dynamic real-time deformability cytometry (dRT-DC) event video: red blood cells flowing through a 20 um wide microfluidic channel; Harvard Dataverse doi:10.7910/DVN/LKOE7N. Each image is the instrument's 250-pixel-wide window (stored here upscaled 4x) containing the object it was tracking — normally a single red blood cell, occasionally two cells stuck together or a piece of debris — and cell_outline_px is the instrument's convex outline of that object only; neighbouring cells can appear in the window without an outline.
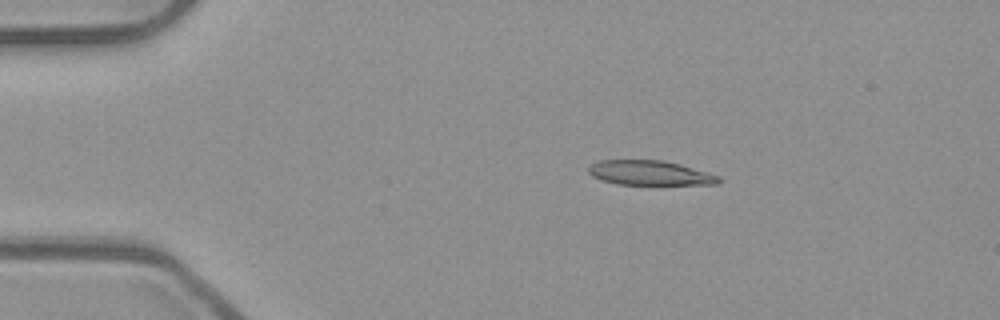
{"species": "common noctule bat (a hibernating species)", "species_latin": "Nyctalus noctula", "temperature_condition": "room temperature", "stored_images_in_passage": 47, "camera_frame_rate_fps": 3000, "um_per_image_px": 0.085, "animal": {"sex": "male", "body_mass_g": 23.1, "forearm_length_mm": 52.7}, "frame": {"image": 1, "passage_image": 5, "time_ms": 1.333, "image_size_px": [1000, 320], "cell_outline_px": [[720, 184], [616, 184], [600, 180], [592, 176], [588, 172], [588, 168], [596, 160], [664, 160], [680, 164], [708, 172], [720, 176]], "centroid_in_image_um": [55.22, 14.69], "position_along_channel_um": 29.8, "area_um2": 18.73}}
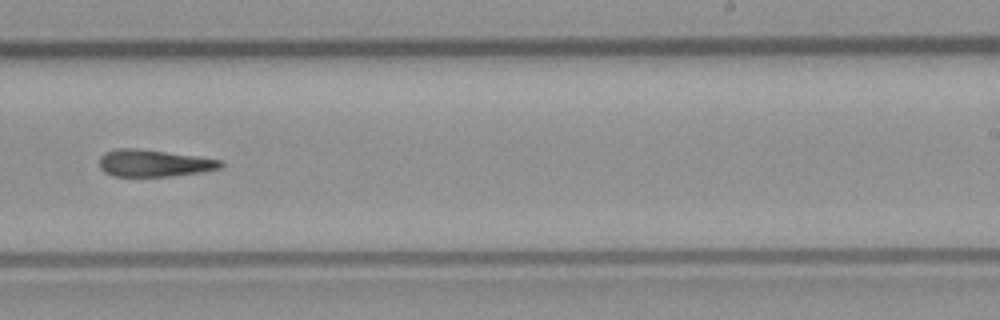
{"frame": {"image": 2, "passage_image": 28, "time_ms": 9.0, "image_size_px": [1000, 320], "cell_outline_px": [[224, 168], [200, 172], [172, 176], [112, 176], [104, 172], [100, 168], [100, 156], [104, 152], [116, 148], [136, 148], [196, 156], [220, 160], [224, 164]], "centroid_in_image_um": [13.07, 13.87], "position_along_channel_um": 275.9, "area_um2": 19.13}}
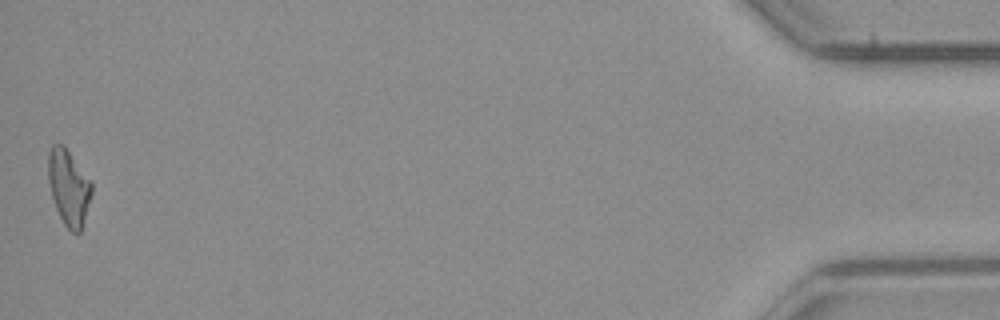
{"frame": {"image": 3, "passage_image": 47, "time_ms": 15.333, "image_size_px": [1000, 320], "cell_outline_px": [[92, 192], [80, 232], [72, 232], [64, 224], [56, 208], [52, 196], [48, 180], [48, 152], [52, 144], [64, 144], [92, 184]], "centroid_in_image_um": [5.81, 15.89], "position_along_channel_um": 429.4, "area_um2": 18.79}}